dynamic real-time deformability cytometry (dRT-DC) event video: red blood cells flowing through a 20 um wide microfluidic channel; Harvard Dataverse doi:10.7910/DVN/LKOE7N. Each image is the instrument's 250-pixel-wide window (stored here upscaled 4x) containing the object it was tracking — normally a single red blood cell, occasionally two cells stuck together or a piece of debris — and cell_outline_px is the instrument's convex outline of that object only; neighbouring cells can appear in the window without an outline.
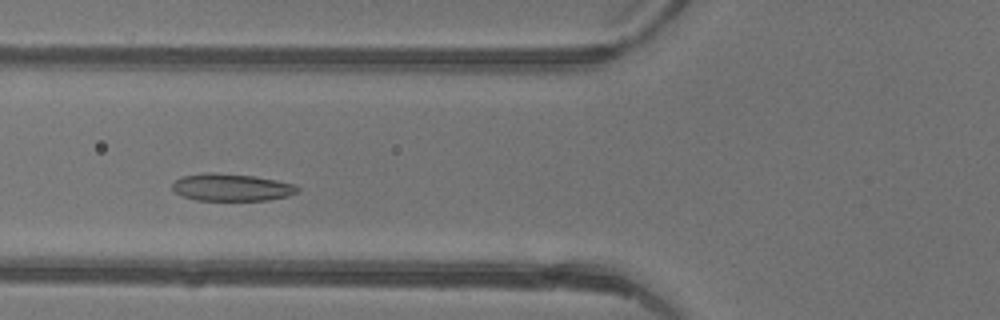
{"species": "common noctule bat (a hibernating species)", "species_latin": "Nyctalus noctula", "temperature_condition": "warm", "stored_images_in_passage": 40, "camera_frame_rate_fps": 3000, "um_per_image_px": 0.085, "animal": {"sex": "female"}, "frame": {"image": 1, "passage_image": 12, "time_ms": 3.667, "image_size_px": [1000, 320], "cell_outline_px": [[300, 192], [288, 196], [268, 200], [196, 200], [180, 196], [172, 188], [172, 184], [176, 180], [184, 176], [212, 172], [252, 176], [276, 180], [296, 184], [300, 188]], "centroid_in_image_um": [19.72, 15.93], "position_along_channel_um": 106.1, "area_um2": 19.88}}
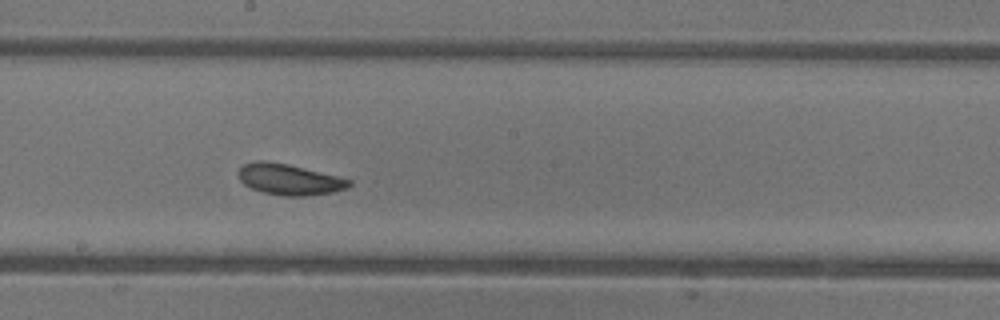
{"frame": {"image": 2, "passage_image": 20, "time_ms": 6.333, "image_size_px": [1000, 320], "cell_outline_px": [[352, 184], [348, 188], [332, 192], [304, 196], [284, 196], [264, 192], [252, 188], [244, 184], [240, 180], [236, 172], [244, 164], [256, 160], [264, 160], [288, 164], [352, 180]], "centroid_in_image_um": [24.56, 15.24], "position_along_channel_um": 223.6, "area_um2": 19.88}}
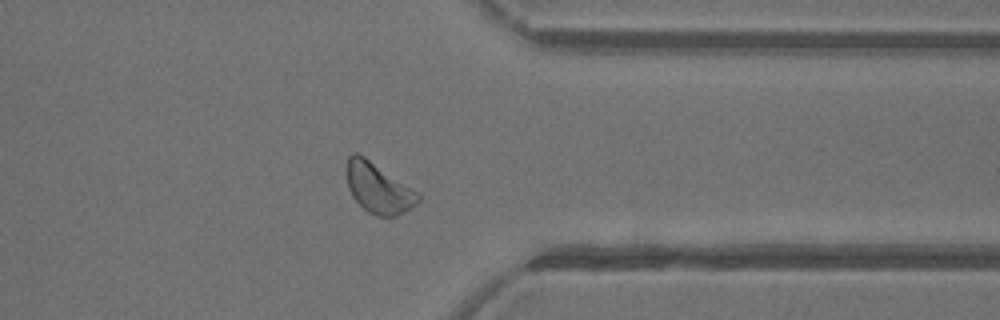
{"frame": {"image": 3, "passage_image": 31, "time_ms": 10.0, "image_size_px": [1000, 320], "cell_outline_px": [[420, 200], [416, 204], [396, 216], [376, 216], [368, 212], [352, 196], [348, 188], [344, 172], [348, 156], [352, 152], [356, 152], [364, 156], [420, 192]], "centroid_in_image_um": [32.13, 15.95], "position_along_channel_um": 379.3, "area_um2": 21.21}, "authors_computed_cell_mechanics": {"area_um2": 20.7213, "velocity_mm_per_s": 4.4015, "shape_relaxation_time_tau1_ms": 2.3335, "shape_relaxation_time_tau2_ms": 4.8602, "deformation_change_tau1": 0.0665, "deformation_change_tau2": 0.1134}}